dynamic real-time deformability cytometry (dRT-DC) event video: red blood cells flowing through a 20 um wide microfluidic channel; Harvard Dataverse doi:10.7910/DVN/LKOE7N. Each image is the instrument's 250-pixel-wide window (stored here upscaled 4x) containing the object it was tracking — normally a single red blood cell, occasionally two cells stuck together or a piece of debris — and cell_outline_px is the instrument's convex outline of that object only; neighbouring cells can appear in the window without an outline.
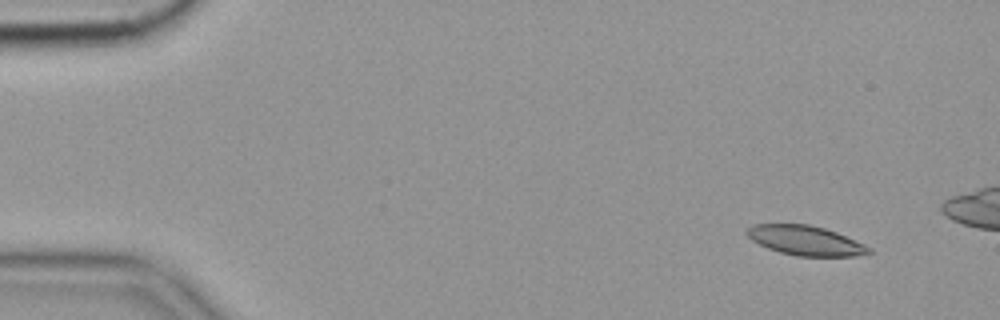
{"species": "common noctule bat (a hibernating species)", "species_latin": "Nyctalus noctula", "temperature_condition": "cold", "stored_images_in_passage": 54, "camera_frame_rate_fps": 3000, "um_per_image_px": 0.085, "animal": {"sex": "female", "body_mass_g": 19.9}, "frame": {"image": 1, "passage_image": 1, "time_ms": 0.0, "image_size_px": [1000, 320], "cell_outline_px": [[872, 252], [852, 256], [796, 256], [780, 252], [768, 248], [752, 240], [744, 232], [752, 224], [808, 224], [824, 228], [836, 232], [864, 244], [872, 248]], "centroid_in_image_um": [68.45, 20.44], "position_along_channel_um": 16.6, "area_um2": 20.92}}
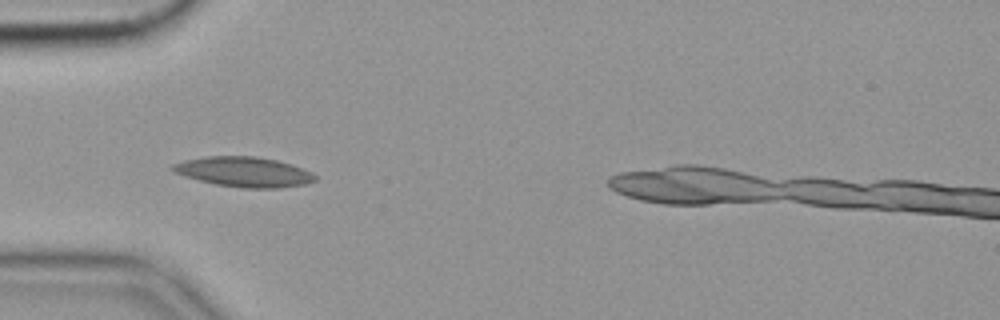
{"frame": {"image": 2, "passage_image": 14, "time_ms": 4.333, "image_size_px": [1000, 320], "cell_outline_px": [[316, 180], [304, 184], [276, 188], [240, 188], [216, 184], [184, 176], [172, 172], [168, 168], [172, 164], [184, 160], [208, 156], [256, 156], [276, 160], [292, 164], [312, 172], [316, 176]], "centroid_in_image_um": [20.7, 14.6], "position_along_channel_um": 64.3, "area_um2": 24.97}}
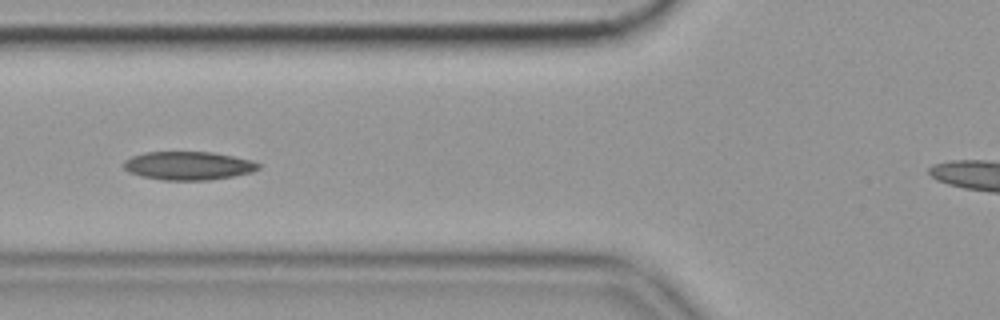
{"frame": {"image": 3, "passage_image": 18, "time_ms": 5.667, "image_size_px": [1000, 320], "cell_outline_px": [[260, 168], [252, 172], [232, 176], [208, 180], [164, 180], [140, 176], [128, 172], [124, 168], [124, 160], [132, 156], [144, 152], [212, 152], [252, 160], [260, 164]], "centroid_in_image_um": [15.99, 14.08], "position_along_channel_um": 109.8, "area_um2": 22.31}}